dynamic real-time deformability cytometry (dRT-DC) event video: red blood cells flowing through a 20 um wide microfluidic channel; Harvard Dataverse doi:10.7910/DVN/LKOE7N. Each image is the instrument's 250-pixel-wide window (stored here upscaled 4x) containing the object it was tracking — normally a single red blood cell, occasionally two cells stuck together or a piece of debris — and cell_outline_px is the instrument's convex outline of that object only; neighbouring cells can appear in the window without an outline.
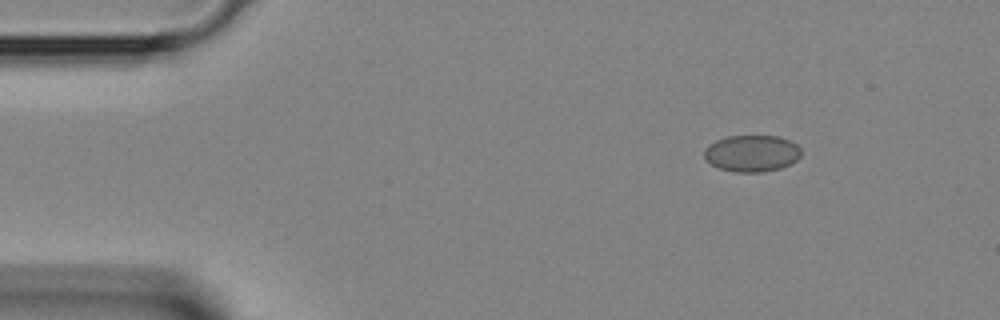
{"species": "Egyptian fruit bat (a non-hibernating species)", "species_latin": "Rousettus aegyptiacus", "temperature_condition": "room temperature", "stored_images_in_passage": 3, "camera_frame_rate_fps": 3000, "um_per_image_px": 0.085, "animal": {"sex": "female"}, "frame": {"image": 1, "passage_image": 1, "time_ms": 0.0, "image_size_px": [1000, 320], "cell_outline_px": [[800, 156], [792, 164], [780, 168], [760, 172], [736, 172], [720, 168], [704, 160], [704, 148], [708, 144], [716, 140], [728, 136], [780, 136], [792, 140], [800, 148]], "centroid_in_image_um": [63.9, 13.02], "position_along_channel_um": 21.1, "area_um2": 20.87}}